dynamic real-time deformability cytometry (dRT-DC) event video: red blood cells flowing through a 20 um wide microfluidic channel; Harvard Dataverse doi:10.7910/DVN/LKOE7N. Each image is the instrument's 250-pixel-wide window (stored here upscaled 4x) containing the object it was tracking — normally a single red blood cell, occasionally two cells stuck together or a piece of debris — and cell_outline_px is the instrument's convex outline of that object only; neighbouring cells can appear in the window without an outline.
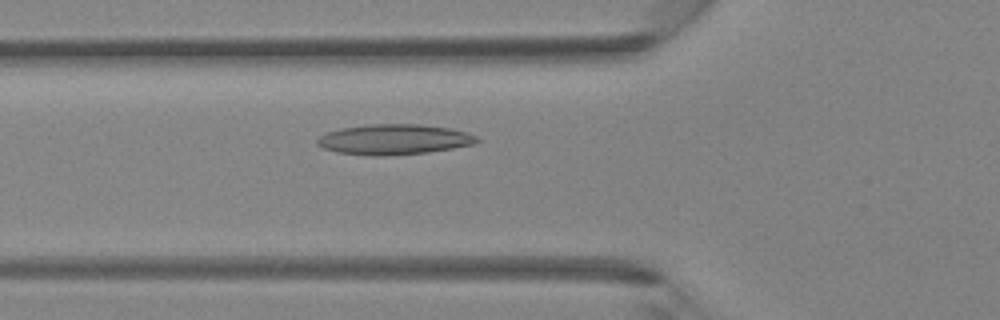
{"species": "Egyptian fruit bat (a non-hibernating species)", "species_latin": "Rousettus aegyptiacus", "temperature_condition": "room temperature", "stored_images_in_passage": 31, "camera_frame_rate_fps": 3000, "um_per_image_px": 0.085, "animal": {"sex": "female"}, "frame": {"image": 1, "passage_image": 3, "time_ms": 0.667, "image_size_px": [1000, 320], "cell_outline_px": [[480, 140], [472, 144], [452, 148], [428, 152], [384, 156], [372, 156], [336, 152], [324, 148], [316, 144], [316, 140], [320, 136], [328, 132], [340, 128], [372, 124], [420, 124], [452, 128], [468, 132], [476, 136]], "centroid_in_image_um": [33.49, 11.85], "position_along_channel_um": 92.3, "area_um2": 28.26}}
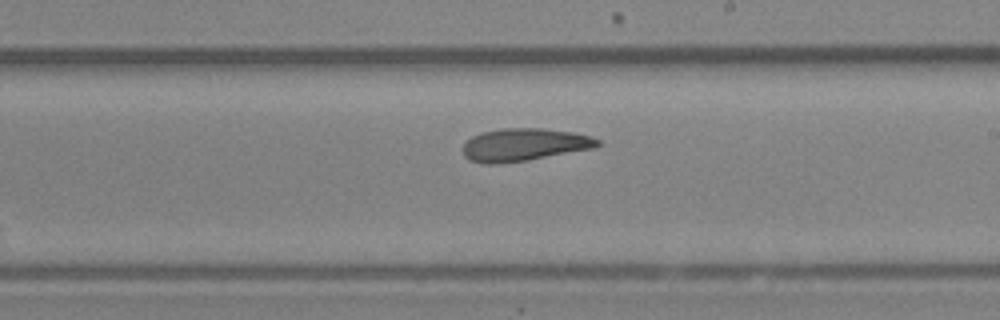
{"frame": {"image": 2, "passage_image": 13, "time_ms": 4.0, "image_size_px": [1000, 320], "cell_outline_px": [[600, 144], [596, 148], [528, 160], [496, 164], [484, 164], [468, 160], [464, 156], [464, 144], [472, 136], [480, 132], [504, 128], [540, 128], [572, 132], [592, 136], [600, 140]], "centroid_in_image_um": [44.56, 12.3], "position_along_channel_um": 244.4, "area_um2": 25.78}}
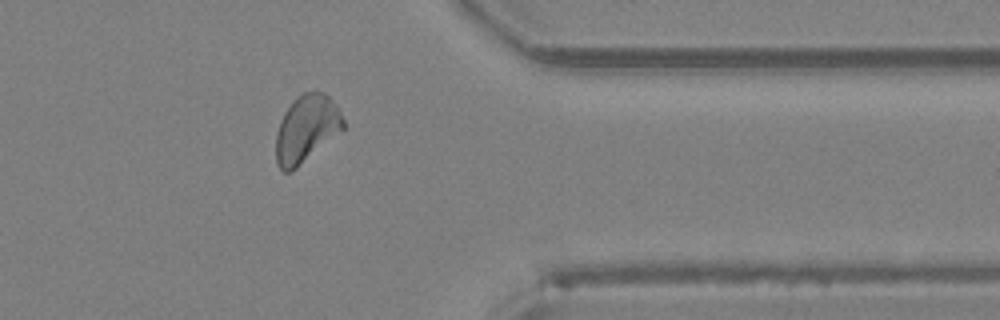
{"frame": {"image": 3, "passage_image": 23, "time_ms": 7.333, "image_size_px": [1000, 320], "cell_outline_px": [[344, 128], [292, 172], [284, 172], [276, 164], [276, 132], [280, 120], [284, 112], [304, 92], [316, 88], [324, 92], [336, 104], [344, 120]], "centroid_in_image_um": [26.04, 10.94], "position_along_channel_um": 385.4, "area_um2": 26.3}}